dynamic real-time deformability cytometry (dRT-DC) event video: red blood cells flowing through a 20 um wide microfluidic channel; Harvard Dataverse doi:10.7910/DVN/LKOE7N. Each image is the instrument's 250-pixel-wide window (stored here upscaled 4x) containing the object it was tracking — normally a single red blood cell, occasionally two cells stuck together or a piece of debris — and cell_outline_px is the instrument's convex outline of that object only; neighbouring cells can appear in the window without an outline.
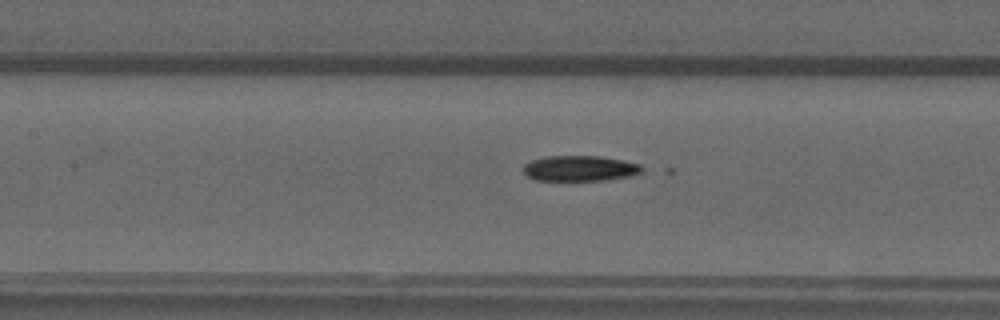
{"species": "common noctule bat (a hibernating species)", "species_latin": "Nyctalus noctula", "temperature_condition": "warm", "stored_images_in_passage": 51, "camera_frame_rate_fps": 3000, "um_per_image_px": 0.085, "animal": {"sex": "male", "forearm_length_mm": 52.5}, "frame": {"image": 1, "passage_image": 22, "time_ms": 7.0, "image_size_px": [1000, 320], "cell_outline_px": [[644, 168], [640, 172], [632, 176], [604, 180], [532, 180], [524, 172], [524, 164], [532, 160], [548, 156], [600, 156], [624, 160], [640, 164]], "centroid_in_image_um": [49.31, 14.31], "position_along_channel_um": 158.1, "area_um2": 17.63}}
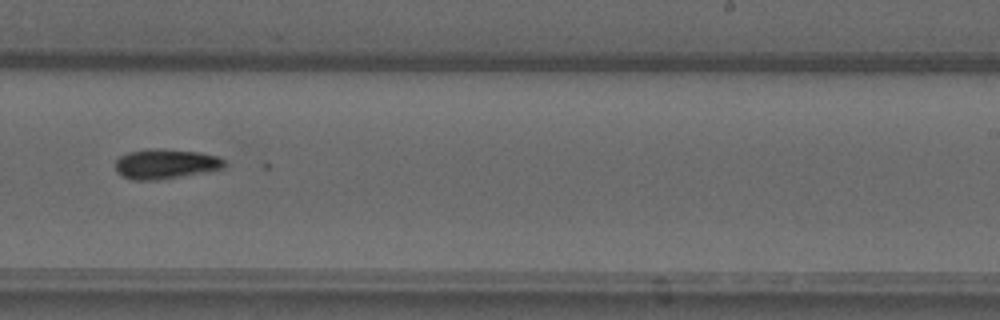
{"frame": {"image": 2, "passage_image": 31, "time_ms": 10.0, "image_size_px": [1000, 320], "cell_outline_px": [[224, 168], [180, 176], [156, 180], [132, 180], [120, 176], [116, 172], [116, 160], [120, 156], [128, 152], [148, 148], [156, 148], [200, 152], [216, 156], [224, 160]], "centroid_in_image_um": [14.01, 13.93], "position_along_channel_um": 275.0, "area_um2": 18.9}}
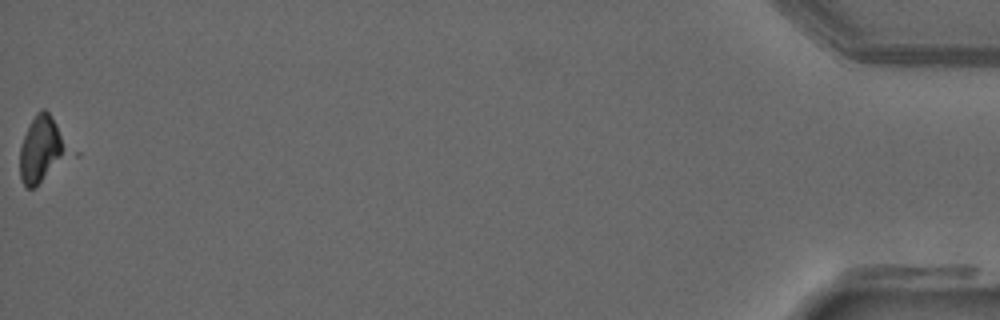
{"frame": {"image": 3, "passage_image": 51, "time_ms": 16.667, "image_size_px": [1000, 320], "cell_outline_px": [[68, 152], [32, 188], [24, 188], [20, 176], [20, 148], [24, 136], [36, 112], [40, 108], [44, 108], [48, 112], [56, 124]], "centroid_in_image_um": [3.43, 12.65], "position_along_channel_um": 431.8, "area_um2": 17.22}}